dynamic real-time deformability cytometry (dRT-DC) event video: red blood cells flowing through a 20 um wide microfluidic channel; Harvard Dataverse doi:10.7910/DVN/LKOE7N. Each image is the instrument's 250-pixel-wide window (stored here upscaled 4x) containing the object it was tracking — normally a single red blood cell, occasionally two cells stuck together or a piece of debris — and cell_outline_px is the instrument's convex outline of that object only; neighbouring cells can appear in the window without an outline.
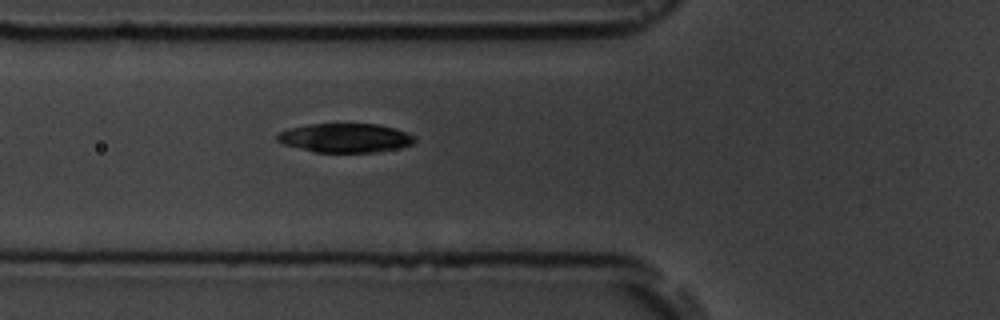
{"species": "common noctule bat (a hibernating species)", "species_latin": "Nyctalus noctula", "temperature_condition": "room temperature", "stored_images_in_passage": 6, "camera_frame_rate_fps": 3000, "um_per_image_px": 0.085, "animal": {"sex": "male", "body_mass_g": 19.5, "forearm_length_mm": 54.6}, "frame": {"image": 1, "passage_image": 6, "time_ms": 6.667, "image_size_px": [1000, 320], "cell_outline_px": [[416, 140], [412, 144], [396, 148], [376, 152], [316, 152], [284, 144], [276, 140], [276, 136], [280, 132], [288, 128], [308, 124], [376, 124], [396, 128], [416, 136]], "centroid_in_image_um": [29.36, 11.71], "position_along_channel_um": 96.4, "area_um2": 23.18}}